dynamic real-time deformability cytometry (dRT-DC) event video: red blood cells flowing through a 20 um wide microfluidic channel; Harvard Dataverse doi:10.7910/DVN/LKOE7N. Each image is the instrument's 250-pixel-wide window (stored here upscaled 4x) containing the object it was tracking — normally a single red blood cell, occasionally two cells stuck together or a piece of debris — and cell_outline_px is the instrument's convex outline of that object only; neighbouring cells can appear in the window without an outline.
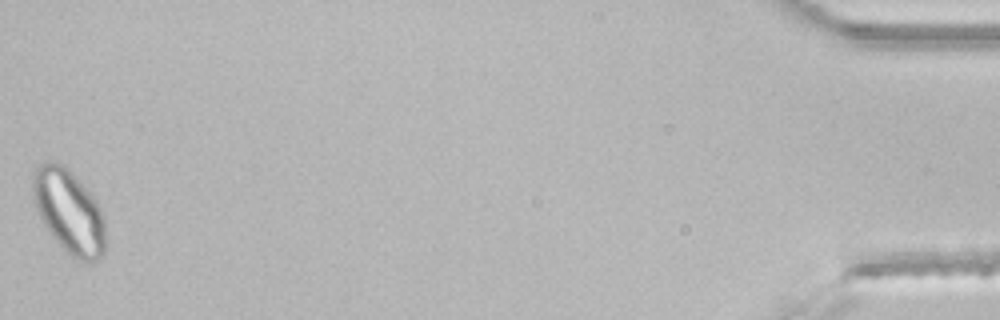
{"species": "common noctule bat (a hibernating species)", "species_latin": "Nyctalus noctula", "temperature_condition": "room temperature", "stored_images_in_passage": 38, "segment_of_instrument_passage": [2, 2], "camera_frame_rate_fps": 3000, "um_per_image_px": 0.085, "animal": {"sex": "male", "body_mass_g": 21.5, "forearm_length_mm": 52.0}, "frame": {"image": 1, "passage_image": 38, "time_ms": 12.333, "image_size_px": [1000, 320], "cell_outline_px": [[104, 252], [92, 264], [80, 260], [72, 256], [52, 236], [44, 224], [36, 208], [32, 192], [32, 172], [36, 164], [44, 160], [48, 160], [64, 164], [92, 192], [104, 216]], "centroid_in_image_um": [5.84, 17.9], "position_along_channel_um": 429.4, "area_um2": 35.84}}